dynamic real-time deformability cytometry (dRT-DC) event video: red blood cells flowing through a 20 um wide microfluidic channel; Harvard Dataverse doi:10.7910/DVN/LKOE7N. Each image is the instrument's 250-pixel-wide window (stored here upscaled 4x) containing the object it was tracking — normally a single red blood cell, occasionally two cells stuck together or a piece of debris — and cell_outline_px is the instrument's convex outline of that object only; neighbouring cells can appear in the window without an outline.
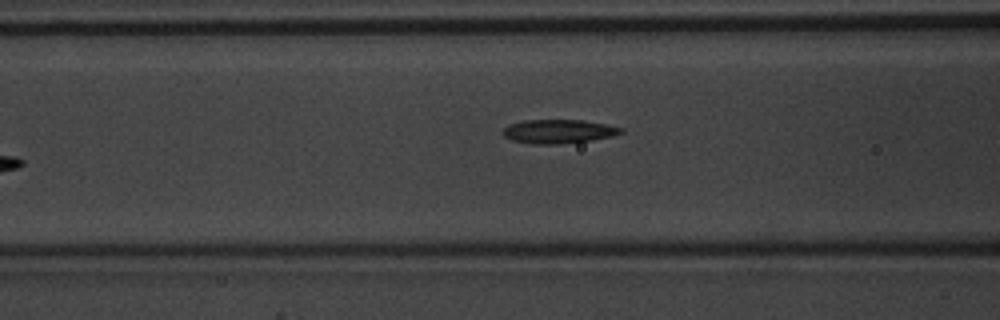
{"species": "common noctule bat (a hibernating species)", "species_latin": "Nyctalus noctula", "temperature_condition": "warm", "stored_images_in_passage": 7, "camera_frame_rate_fps": 3000, "um_per_image_px": 0.085, "animal": {"sex": "male", "body_mass_g": 20.1, "forearm_length_mm": 53.5}, "frame": {"image": 1, "passage_image": 6, "time_ms": 1.667, "image_size_px": [1000, 320], "cell_outline_px": [[624, 132], [612, 136], [592, 140], [556, 144], [532, 144], [512, 140], [504, 136], [504, 128], [508, 124], [524, 120], [584, 120], [608, 124], [624, 128]], "centroid_in_image_um": [47.51, 11.16], "position_along_channel_um": 119.1, "area_um2": 16.47}}
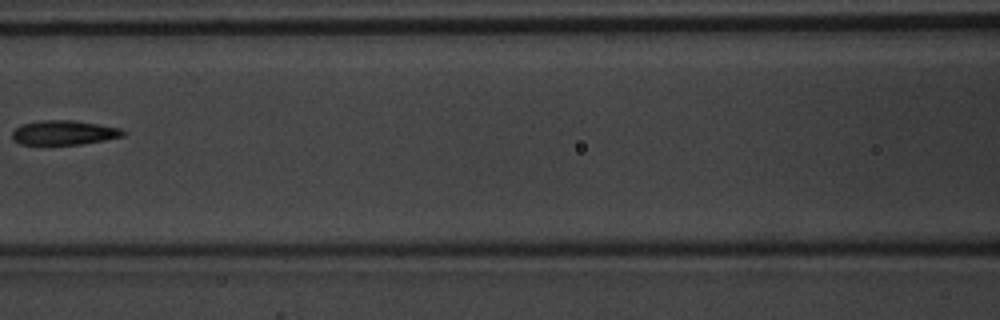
{"frame": {"image": 2, "passage_image": 7, "time_ms": 2.0, "image_size_px": [1000, 320], "cell_outline_px": [[128, 132], [124, 136], [104, 140], [80, 144], [20, 144], [12, 140], [12, 132], [16, 128], [24, 124], [40, 120], [72, 120], [120, 128]], "centroid_in_image_um": [5.44, 11.27], "position_along_channel_um": 161.2, "area_um2": 15.66}}